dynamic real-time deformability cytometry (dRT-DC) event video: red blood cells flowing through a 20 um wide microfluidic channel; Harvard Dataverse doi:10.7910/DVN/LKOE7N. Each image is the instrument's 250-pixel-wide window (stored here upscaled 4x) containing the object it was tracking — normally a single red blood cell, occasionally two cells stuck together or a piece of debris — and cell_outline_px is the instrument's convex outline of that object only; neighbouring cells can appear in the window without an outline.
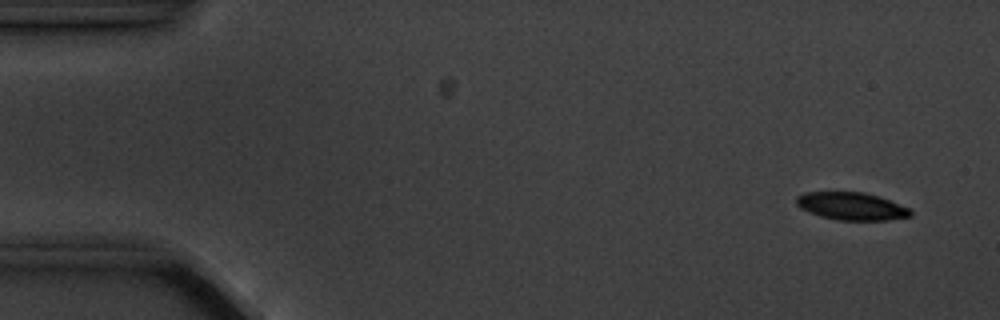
{"species": "common noctule bat (a hibernating species)", "species_latin": "Nyctalus noctula", "temperature_condition": "cold", "stored_images_in_passage": 4, "camera_frame_rate_fps": 3000, "um_per_image_px": 0.085, "animal": {"sex": "male", "body_mass_g": 20.1, "forearm_length_mm": 53.5}, "frame": {"image": 1, "passage_image": 1, "time_ms": 0.0, "image_size_px": [1000, 320], "cell_outline_px": [[912, 216], [888, 220], [836, 220], [820, 216], [808, 212], [800, 208], [796, 204], [796, 196], [804, 192], [864, 192], [888, 200], [908, 208], [912, 212]], "centroid_in_image_um": [72.33, 17.53], "position_along_channel_um": 12.7, "area_um2": 18.32}}